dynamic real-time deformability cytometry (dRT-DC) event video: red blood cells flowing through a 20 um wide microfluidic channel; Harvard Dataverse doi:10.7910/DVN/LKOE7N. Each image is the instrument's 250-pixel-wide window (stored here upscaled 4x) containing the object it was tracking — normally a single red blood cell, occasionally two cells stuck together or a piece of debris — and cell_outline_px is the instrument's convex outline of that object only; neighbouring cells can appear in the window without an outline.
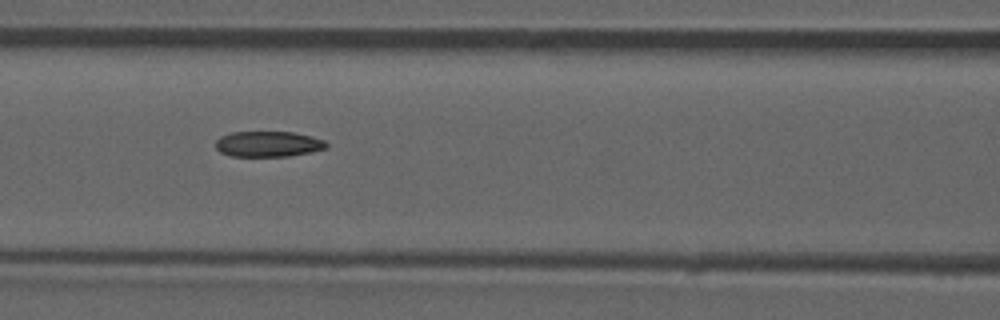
{"species": "common noctule bat (a hibernating species)", "species_latin": "Nyctalus noctula", "temperature_condition": "room temperature", "stored_images_in_passage": 36, "camera_frame_rate_fps": 3000, "um_per_image_px": 0.085, "animal": {"sex": "male", "forearm_length_mm": 52.5}, "frame": {"image": 1, "passage_image": 6, "time_ms": 1.667, "image_size_px": [1000, 320], "cell_outline_px": [[328, 148], [288, 156], [232, 156], [220, 152], [216, 148], [216, 140], [220, 136], [232, 132], [292, 132], [312, 136], [324, 140], [328, 144]], "centroid_in_image_um": [22.79, 12.23], "position_along_channel_um": 143.8, "area_um2": 16.47}}